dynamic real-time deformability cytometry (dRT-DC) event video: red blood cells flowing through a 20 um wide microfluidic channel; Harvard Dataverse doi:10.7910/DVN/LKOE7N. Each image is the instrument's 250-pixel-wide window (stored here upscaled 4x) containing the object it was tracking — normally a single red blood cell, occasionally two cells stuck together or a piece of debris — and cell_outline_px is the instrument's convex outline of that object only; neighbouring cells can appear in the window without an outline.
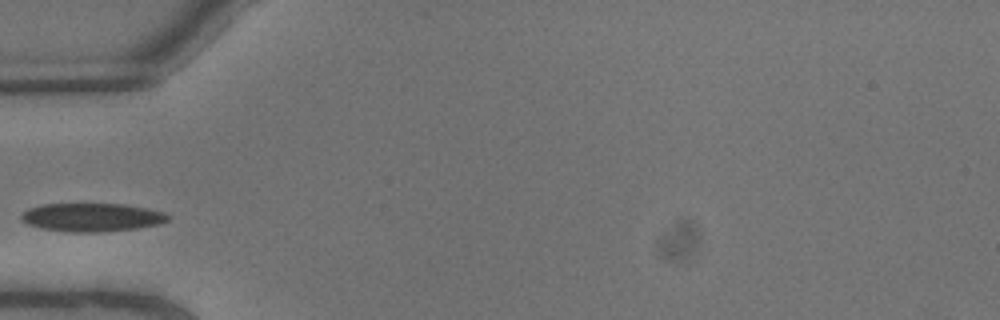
{"species": "common noctule bat (a hibernating species)", "species_latin": "Nyctalus noctula", "temperature_condition": "warm", "stored_images_in_passage": 7, "camera_frame_rate_fps": 3000, "um_per_image_px": 0.085, "animal": {"sex": "male", "body_mass_g": 13.3}, "frame": {"image": 1, "passage_image": 4, "time_ms": 1.0, "image_size_px": [1000, 320], "cell_outline_px": [[168, 220], [160, 224], [136, 228], [96, 232], [72, 232], [40, 228], [28, 224], [20, 220], [20, 212], [28, 208], [40, 204], [124, 204], [148, 208], [164, 212], [168, 216]], "centroid_in_image_um": [7.75, 18.46], "position_along_channel_um": 77.2, "area_um2": 24.33}}
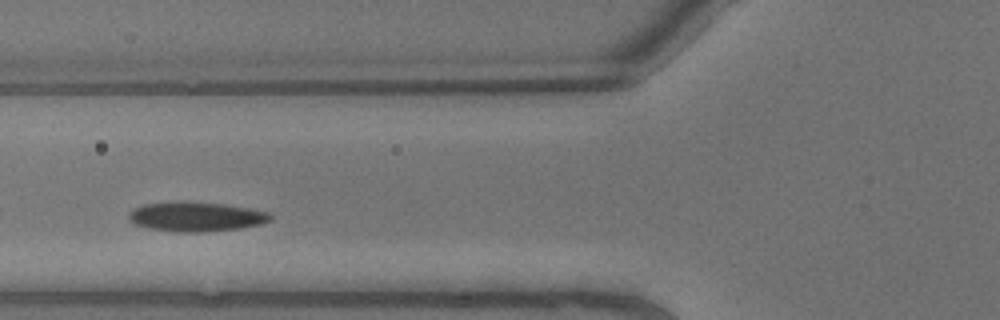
{"frame": {"image": 2, "passage_image": 5, "time_ms": 1.333, "image_size_px": [1000, 320], "cell_outline_px": [[272, 220], [260, 224], [240, 228], [204, 232], [172, 232], [148, 228], [136, 224], [128, 220], [128, 212], [132, 208], [144, 204], [180, 200], [184, 200], [224, 204], [248, 208], [268, 212], [272, 216]], "centroid_in_image_um": [16.61, 18.4], "position_along_channel_um": 109.2, "area_um2": 24.8}}
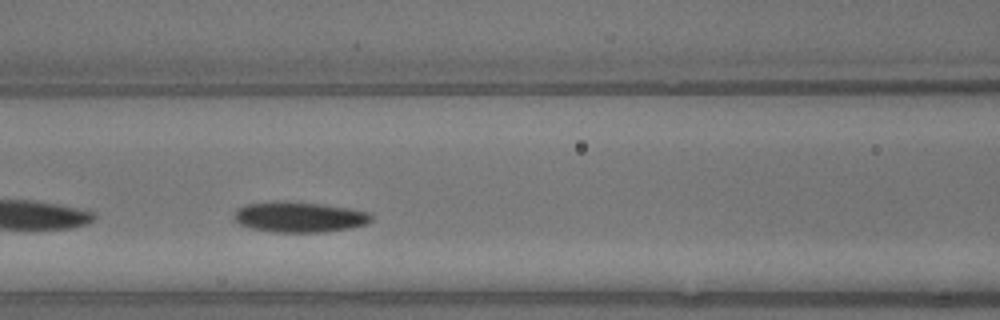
{"frame": {"image": 3, "passage_image": 6, "time_ms": 1.667, "image_size_px": [1000, 320], "cell_outline_px": [[372, 220], [364, 224], [348, 228], [324, 232], [272, 232], [252, 228], [240, 224], [232, 216], [236, 208], [244, 204], [276, 200], [288, 200], [320, 204], [348, 208], [368, 212], [372, 216]], "centroid_in_image_um": [25.37, 18.42], "position_along_channel_um": 141.2, "area_um2": 24.57}}